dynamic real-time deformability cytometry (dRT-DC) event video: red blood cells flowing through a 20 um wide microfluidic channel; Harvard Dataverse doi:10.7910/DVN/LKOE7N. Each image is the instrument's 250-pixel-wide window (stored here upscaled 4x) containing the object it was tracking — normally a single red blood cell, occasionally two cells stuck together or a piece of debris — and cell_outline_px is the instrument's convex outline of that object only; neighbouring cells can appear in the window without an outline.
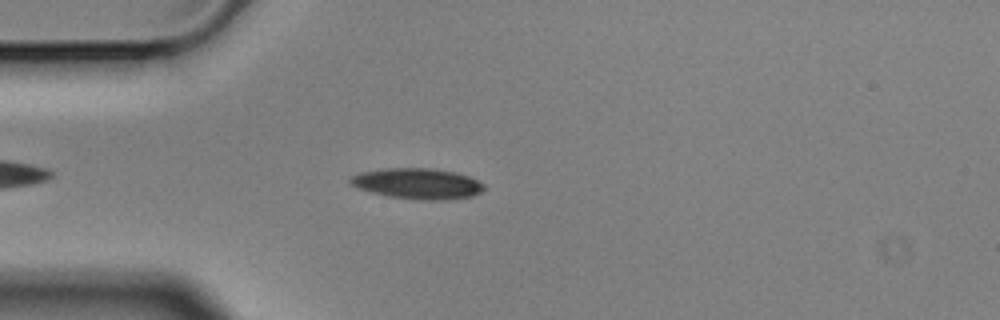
{"species": "Egyptian fruit bat (a non-hibernating species)", "species_latin": "Rousettus aegyptiacus", "temperature_condition": "cold", "stored_images_in_passage": 32, "camera_frame_rate_fps": 3000, "um_per_image_px": 0.085, "animal": {"sex": "male"}, "frame": {"image": 1, "passage_image": 7, "time_ms": 2.0, "image_size_px": [1000, 320], "cell_outline_px": [[484, 188], [480, 192], [472, 196], [448, 200], [420, 200], [388, 196], [356, 188], [348, 184], [348, 180], [352, 176], [360, 172], [380, 168], [432, 168], [456, 172], [468, 176], [484, 184]], "centroid_in_image_um": [35.44, 15.6], "position_along_channel_um": 49.6, "area_um2": 24.16}}
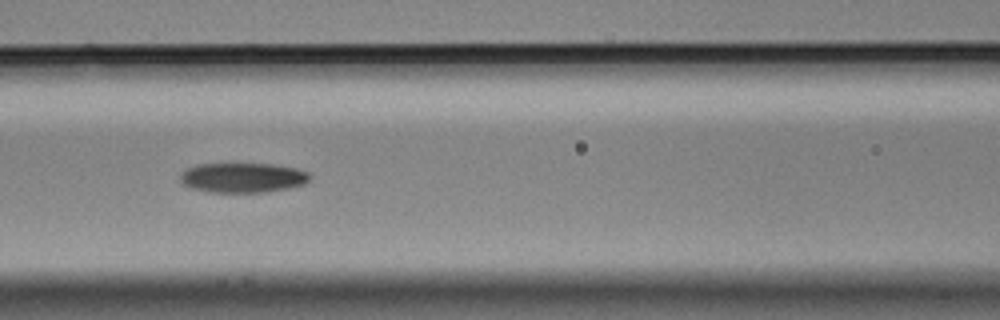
{"frame": {"image": 2, "passage_image": 16, "time_ms": 5.0, "image_size_px": [1000, 320], "cell_outline_px": [[312, 176], [304, 184], [288, 188], [268, 192], [212, 192], [192, 188], [184, 184], [180, 180], [180, 176], [188, 168], [196, 164], [272, 164], [296, 168], [308, 172]], "centroid_in_image_um": [20.67, 15.1], "position_along_channel_um": 145.9, "area_um2": 22.37}}
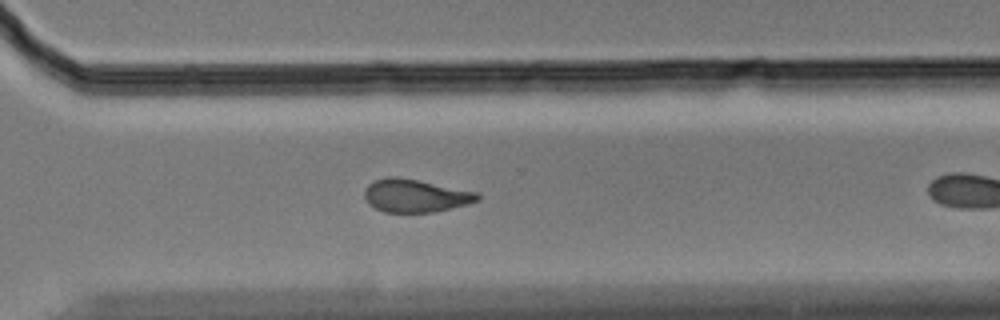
{"frame": {"image": 3, "passage_image": 28, "time_ms": 9.0, "image_size_px": [1000, 320], "cell_outline_px": [[480, 200], [468, 204], [432, 212], [384, 212], [368, 204], [364, 196], [364, 188], [368, 184], [376, 180], [388, 176], [396, 176], [476, 192], [480, 196]], "centroid_in_image_um": [35.26, 16.64], "position_along_channel_um": 335.3, "area_um2": 21.5}}